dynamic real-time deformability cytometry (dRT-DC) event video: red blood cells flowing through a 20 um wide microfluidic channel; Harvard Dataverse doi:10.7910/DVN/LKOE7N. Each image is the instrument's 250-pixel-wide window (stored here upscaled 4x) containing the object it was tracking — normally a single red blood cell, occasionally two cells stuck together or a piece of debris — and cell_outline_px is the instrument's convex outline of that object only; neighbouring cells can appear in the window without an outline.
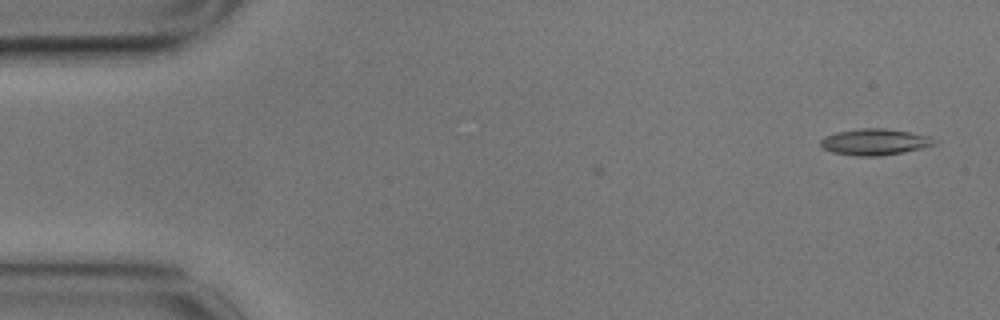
{"species": "common noctule bat (a hibernating species)", "species_latin": "Nyctalus noctula", "temperature_condition": "cold", "stored_images_in_passage": 2, "camera_frame_rate_fps": 3000, "um_per_image_px": 0.085, "animal": {"sex": "male", "body_mass_g": 17.9}, "frame": {"image": 1, "passage_image": 2, "time_ms": 0.333, "image_size_px": [1000, 320], "cell_outline_px": [[936, 144], [920, 148], [880, 156], [856, 156], [832, 152], [824, 148], [820, 144], [820, 140], [824, 136], [836, 132], [860, 128], [888, 128], [928, 136]], "centroid_in_image_um": [74.28, 12.05], "position_along_channel_um": 10.7, "area_um2": 17.17}}